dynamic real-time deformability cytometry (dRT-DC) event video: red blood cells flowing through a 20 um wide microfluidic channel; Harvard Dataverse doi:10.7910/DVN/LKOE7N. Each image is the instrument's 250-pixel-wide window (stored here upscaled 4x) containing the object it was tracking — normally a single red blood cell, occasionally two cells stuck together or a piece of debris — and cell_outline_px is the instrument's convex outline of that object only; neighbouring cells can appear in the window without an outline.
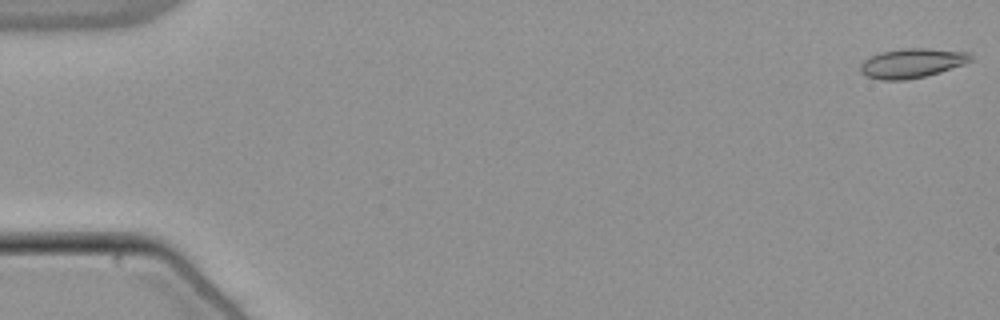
{"species": "common noctule bat (a hibernating species)", "species_latin": "Nyctalus noctula", "temperature_condition": "warm", "stored_images_in_passage": 54, "camera_frame_rate_fps": 3000, "um_per_image_px": 0.085, "animal": {"sex": "male", "body_mass_g": 21.5, "forearm_length_mm": 52.0}, "frame": {"image": 1, "passage_image": 1, "time_ms": 0.0, "image_size_px": [1000, 320], "cell_outline_px": [[972, 60], [964, 64], [940, 72], [908, 80], [880, 80], [864, 76], [860, 72], [860, 64], [864, 60], [880, 52], [904, 48], [928, 48], [968, 52], [972, 56]], "centroid_in_image_um": [77.49, 5.37], "position_along_channel_um": 7.5, "area_um2": 19.02}}
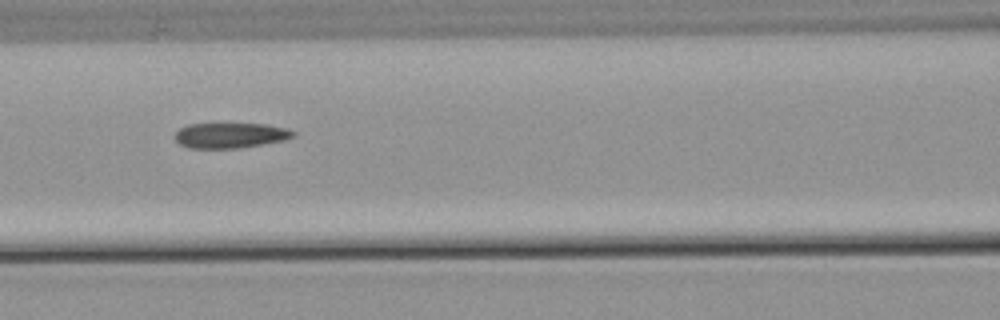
{"frame": {"image": 2, "passage_image": 24, "time_ms": 7.667, "image_size_px": [1000, 320], "cell_outline_px": [[296, 136], [288, 140], [240, 148], [188, 148], [180, 144], [176, 140], [176, 132], [180, 128], [188, 124], [268, 124], [288, 128], [296, 132]], "centroid_in_image_um": [19.66, 11.51], "position_along_channel_um": 146.9, "area_um2": 17.63}}
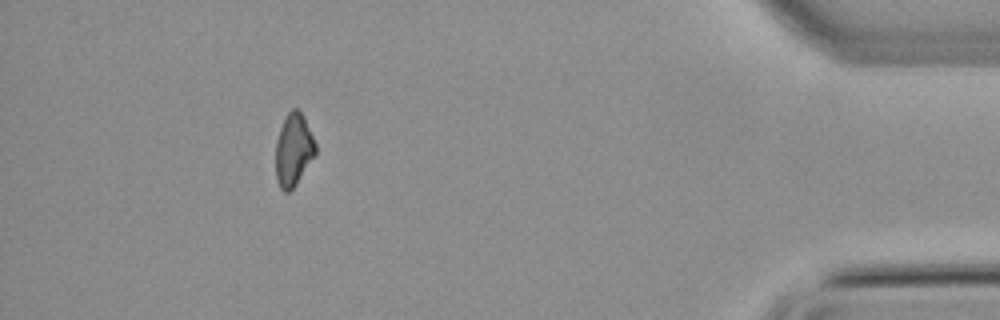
{"frame": {"image": 3, "passage_image": 49, "time_ms": 16.0, "image_size_px": [1000, 320], "cell_outline_px": [[316, 156], [296, 184], [288, 192], [284, 192], [280, 188], [276, 180], [276, 140], [280, 128], [288, 112], [292, 108], [296, 108], [304, 116], [316, 144]], "centroid_in_image_um": [24.96, 12.75], "position_along_channel_um": 410.2, "area_um2": 16.94}, "authors_computed_cell_mechanics": {"area_um2": 18.207, "velocity_mm_per_s": 3.8374, "shape_relaxation_time_tau1_ms": null, "shape_relaxation_time_tau2_ms": 6.1, "deformation_change_tau1": null, "deformation_change_tau2": 0.1226}}